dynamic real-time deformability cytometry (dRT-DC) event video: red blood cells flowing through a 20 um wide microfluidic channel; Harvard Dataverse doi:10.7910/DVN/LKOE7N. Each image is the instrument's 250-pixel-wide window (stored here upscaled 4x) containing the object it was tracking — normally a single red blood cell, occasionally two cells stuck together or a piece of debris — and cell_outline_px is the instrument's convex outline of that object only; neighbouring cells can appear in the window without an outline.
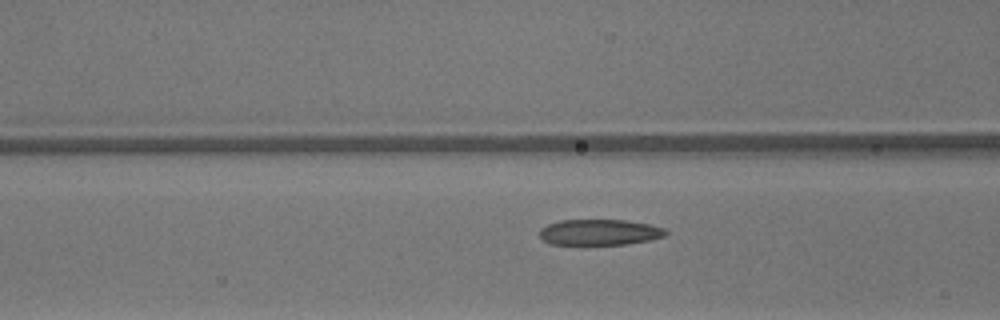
{"species": "common noctule bat (a hibernating species)", "species_latin": "Nyctalus noctula", "temperature_condition": "warm", "stored_images_in_passage": 50, "camera_frame_rate_fps": 3000, "um_per_image_px": 0.085, "animal": {"sex": "male", "body_mass_g": 13.3}, "frame": {"image": 1, "passage_image": 21, "time_ms": 6.667, "image_size_px": [1000, 320], "cell_outline_px": [[668, 232], [664, 236], [648, 240], [628, 244], [548, 244], [540, 240], [540, 228], [548, 224], [560, 220], [624, 220], [652, 224], [664, 228]], "centroid_in_image_um": [50.94, 19.74], "position_along_channel_um": 115.7, "area_um2": 19.07}}
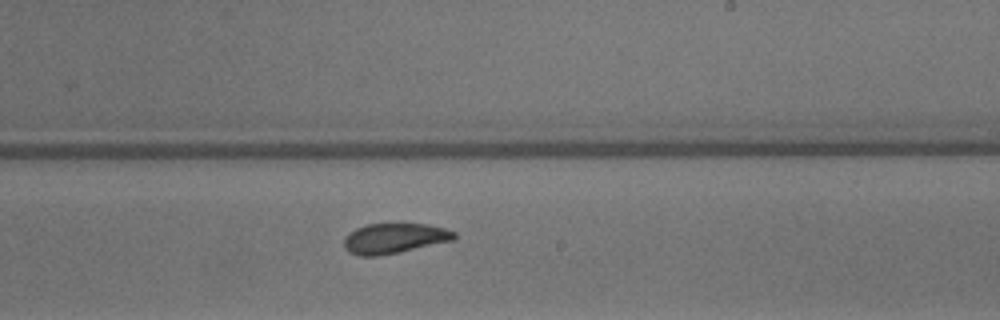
{"frame": {"image": 2, "passage_image": 31, "time_ms": 10.0, "image_size_px": [1000, 320], "cell_outline_px": [[456, 240], [376, 256], [360, 256], [348, 252], [344, 248], [344, 236], [348, 232], [356, 228], [368, 224], [428, 224], [444, 228], [456, 232]], "centroid_in_image_um": [33.5, 20.25], "position_along_channel_um": 255.5, "area_um2": 19.36}}
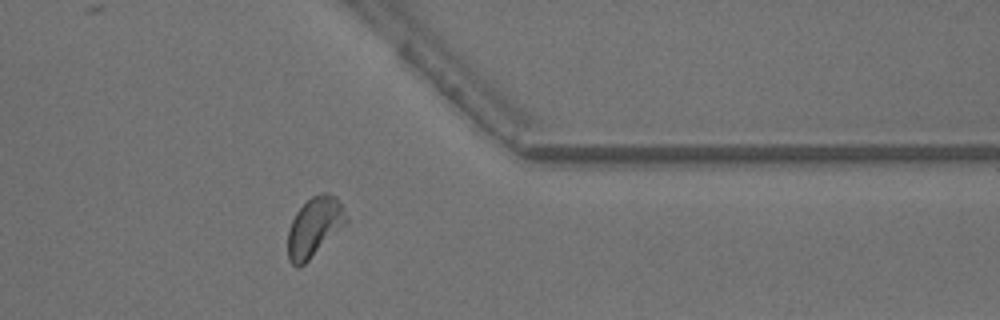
{"frame": {"image": 3, "passage_image": 41, "time_ms": 13.333, "image_size_px": [1000, 320], "cell_outline_px": [[348, 224], [304, 264], [296, 268], [288, 260], [288, 228], [296, 212], [312, 196], [320, 192], [328, 192], [336, 196], [344, 208], [348, 216]], "centroid_in_image_um": [26.76, 19.28], "position_along_channel_um": 384.6, "area_um2": 20.58}, "authors_computed_cell_mechanics": {"area_um2": 20.0277, "velocity_mm_per_s": 4.1964, "shape_relaxation_time_tau1_ms": 2.4026, "shape_relaxation_time_tau2_ms": 1.3236, "deformation_change_tau1": 0.1203, "deformation_change_tau2": 0.0746}}